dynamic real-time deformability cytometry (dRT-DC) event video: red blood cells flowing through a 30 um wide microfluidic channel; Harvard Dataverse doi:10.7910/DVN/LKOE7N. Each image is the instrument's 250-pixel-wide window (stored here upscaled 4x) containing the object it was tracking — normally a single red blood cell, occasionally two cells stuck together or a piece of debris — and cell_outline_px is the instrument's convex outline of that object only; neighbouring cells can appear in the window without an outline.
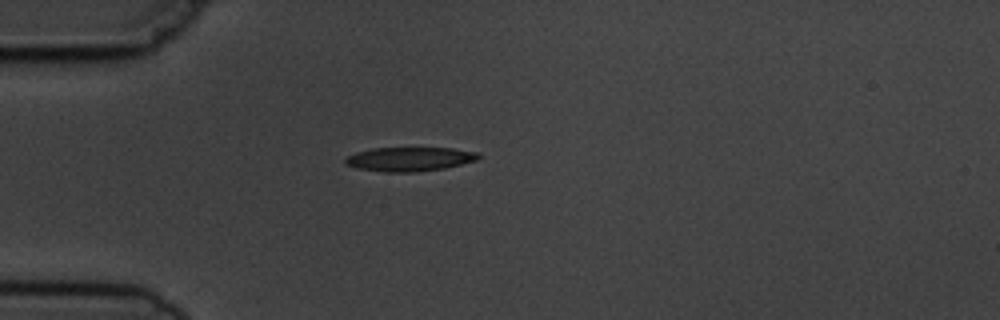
{"species": "common noctule bat (a hibernating species)", "species_latin": "Nyctalus noctula", "temperature_condition": "cold", "stored_images_in_passage": 1, "camera_frame_rate_fps": 3000, "um_per_image_px": 0.085, "animal": {"sex": "male", "body_mass_g": 19.5, "forearm_length_mm": 54.6}, "frame": {"image": 1, "passage_image": 1, "time_ms": 0.0, "image_size_px": [1000, 320], "cell_outline_px": [[480, 156], [476, 160], [444, 168], [412, 172], [384, 172], [356, 168], [344, 164], [344, 160], [348, 156], [356, 152], [372, 148], [452, 148], [480, 152]], "centroid_in_image_um": [34.79, 13.52], "position_along_channel_um": 50.2, "area_um2": 18.67}}